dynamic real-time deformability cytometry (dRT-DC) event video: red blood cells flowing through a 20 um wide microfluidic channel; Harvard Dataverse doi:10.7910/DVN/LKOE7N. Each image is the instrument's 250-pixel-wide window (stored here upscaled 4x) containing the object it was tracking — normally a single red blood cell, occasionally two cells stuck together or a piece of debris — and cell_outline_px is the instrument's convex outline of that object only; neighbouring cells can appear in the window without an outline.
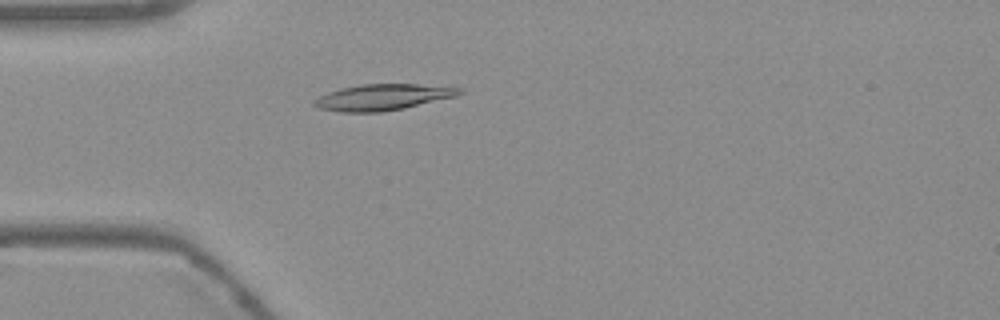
{"species": "Egyptian fruit bat (a non-hibernating species)", "species_latin": "Rousettus aegyptiacus", "temperature_condition": "warm", "stored_images_in_passage": 54, "camera_frame_rate_fps": 3000, "um_per_image_px": 0.085, "frame": {"image": 1, "passage_image": 15, "time_ms": 4.667, "image_size_px": [1000, 320], "cell_outline_px": [[464, 92], [456, 96], [404, 108], [380, 112], [340, 112], [316, 108], [312, 104], [312, 100], [328, 92], [340, 88], [360, 84], [416, 84], [464, 88]], "centroid_in_image_um": [32.5, 8.26], "position_along_channel_um": 52.5, "area_um2": 22.2}}
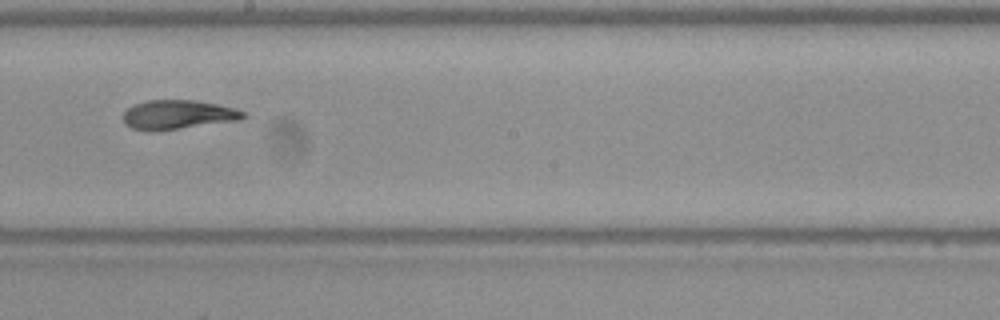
{"frame": {"image": 2, "passage_image": 30, "time_ms": 9.667, "image_size_px": [1000, 320], "cell_outline_px": [[248, 116], [240, 120], [180, 128], [148, 132], [132, 128], [124, 124], [124, 112], [128, 108], [136, 104], [148, 100], [192, 100], [216, 104], [232, 108], [244, 112]], "centroid_in_image_um": [15.1, 9.75], "position_along_channel_um": 233.1, "area_um2": 20.23}}
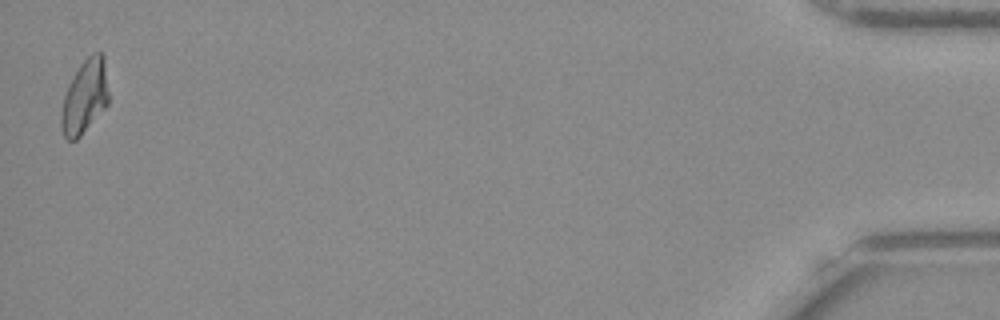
{"frame": {"image": 3, "passage_image": 53, "time_ms": 17.333, "image_size_px": [1000, 320], "cell_outline_px": [[108, 104], [80, 136], [76, 140], [68, 140], [64, 136], [60, 124], [60, 116], [64, 96], [68, 84], [80, 64], [92, 52], [100, 52], [104, 56], [108, 92]], "centroid_in_image_um": [7.19, 8.21], "position_along_channel_um": 428.0, "area_um2": 20.29}, "authors_computed_cell_mechanics": {"area_um2": 20.6924, "velocity_mm_per_s": 3.7653, "shape_relaxation_time_tau1_ms": null, "shape_relaxation_time_tau2_ms": 2.3861, "deformation_change_tau1": null, "deformation_change_tau2": 0.0871}}